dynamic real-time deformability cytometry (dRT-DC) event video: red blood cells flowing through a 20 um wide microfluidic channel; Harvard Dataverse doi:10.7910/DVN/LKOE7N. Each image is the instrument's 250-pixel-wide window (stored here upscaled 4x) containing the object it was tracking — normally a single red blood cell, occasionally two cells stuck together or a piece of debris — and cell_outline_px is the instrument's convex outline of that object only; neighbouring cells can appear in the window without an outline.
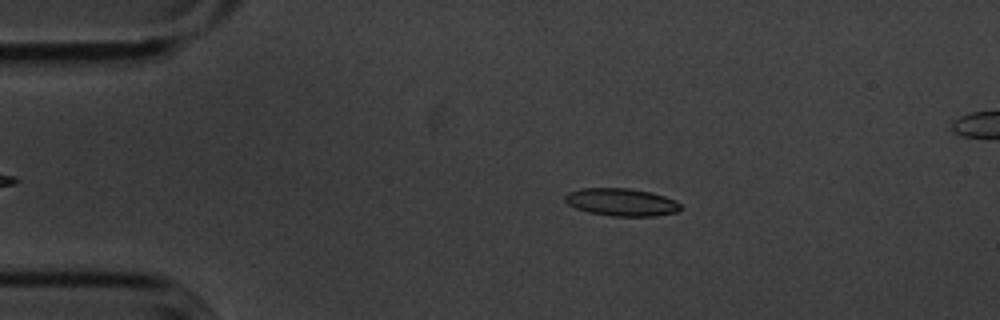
{"species": "common noctule bat (a hibernating species)", "species_latin": "Nyctalus noctula", "temperature_condition": "cold", "stored_images_in_passage": 5, "camera_frame_rate_fps": 3000, "um_per_image_px": 0.085, "animal": {"sex": "male", "body_mass_g": 20.1, "forearm_length_mm": 53.5}, "frame": {"image": 1, "passage_image": 3, "time_ms": 0.667, "image_size_px": [1000, 320], "cell_outline_px": [[680, 208], [676, 212], [656, 216], [612, 216], [588, 212], [576, 208], [568, 204], [564, 200], [564, 196], [568, 192], [580, 188], [628, 188], [652, 192], [676, 200], [680, 204]], "centroid_in_image_um": [52.8, 17.18], "position_along_channel_um": 32.2, "area_um2": 18.67}}